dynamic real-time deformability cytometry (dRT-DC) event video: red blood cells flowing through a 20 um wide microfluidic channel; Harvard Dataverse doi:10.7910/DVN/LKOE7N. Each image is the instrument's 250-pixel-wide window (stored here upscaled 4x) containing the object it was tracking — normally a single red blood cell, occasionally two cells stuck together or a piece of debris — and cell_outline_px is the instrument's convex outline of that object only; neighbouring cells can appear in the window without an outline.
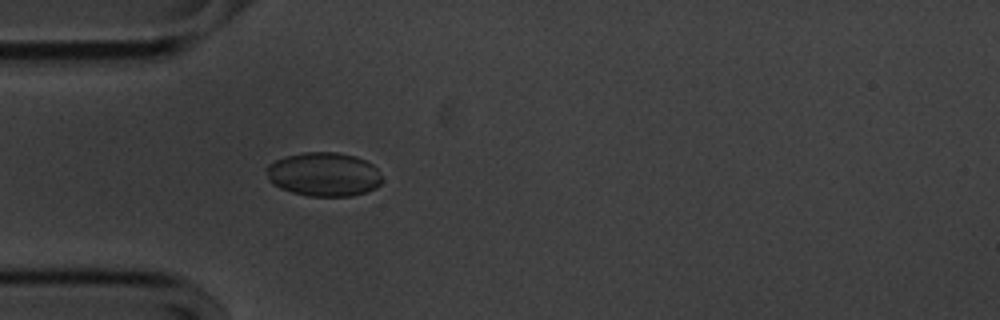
{"species": "common noctule bat (a hibernating species)", "species_latin": "Nyctalus noctula", "temperature_condition": "cold", "stored_images_in_passage": 55, "camera_frame_rate_fps": 3000, "um_per_image_px": 0.085, "animal": {"sex": "male", "body_mass_g": 20.1, "forearm_length_mm": 53.5}, "frame": {"image": 1, "passage_image": 16, "time_ms": 5.0, "image_size_px": [1000, 320], "cell_outline_px": [[380, 184], [376, 188], [352, 196], [308, 196], [292, 192], [280, 188], [272, 184], [268, 180], [264, 168], [268, 164], [284, 156], [304, 152], [336, 152], [356, 156], [372, 164], [376, 168], [380, 176]], "centroid_in_image_um": [27.47, 14.81], "position_along_channel_um": 57.5, "area_um2": 29.71}}
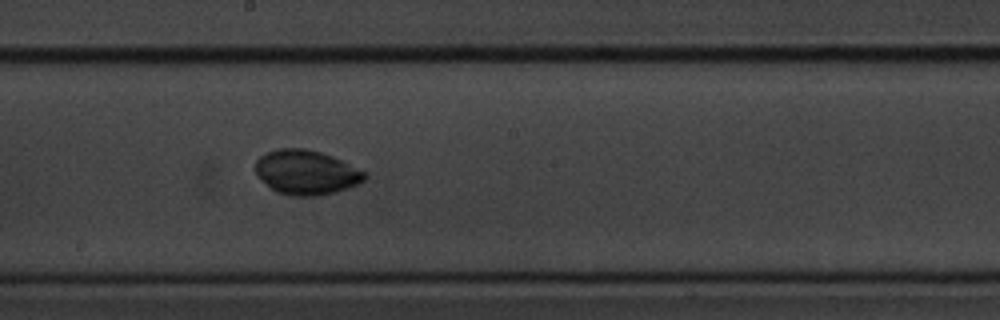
{"frame": {"image": 2, "passage_image": 30, "time_ms": 9.667, "image_size_px": [1000, 320], "cell_outline_px": [[368, 176], [364, 180], [348, 188], [336, 192], [316, 196], [292, 196], [276, 192], [256, 176], [256, 160], [260, 156], [276, 148], [304, 148], [320, 152], [332, 156], [368, 172]], "centroid_in_image_um": [26.04, 14.65], "position_along_channel_um": 222.2, "area_um2": 28.5}}
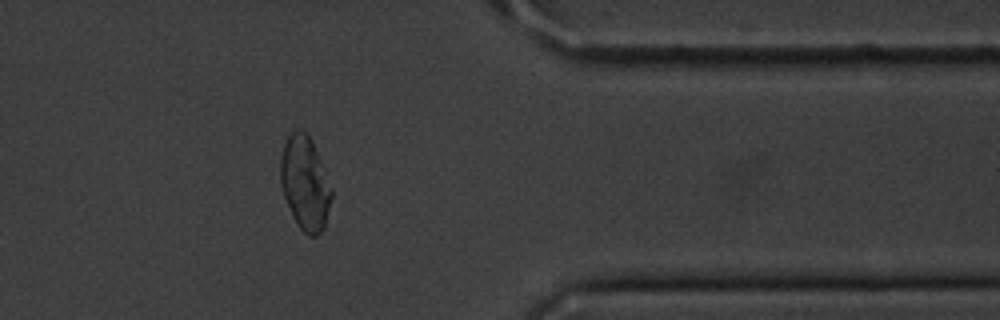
{"frame": {"image": 3, "passage_image": 45, "time_ms": 14.667, "image_size_px": [1000, 320], "cell_outline_px": [[332, 196], [324, 228], [316, 236], [308, 236], [296, 224], [292, 216], [284, 196], [280, 184], [280, 160], [284, 144], [288, 136], [296, 128], [300, 128], [312, 140], [332, 188]], "centroid_in_image_um": [25.92, 15.57], "position_along_channel_um": 385.5, "area_um2": 27.92}}